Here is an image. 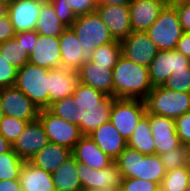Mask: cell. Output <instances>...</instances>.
I'll return each mask as SVG.
<instances>
[{
  "label": "cell",
  "instance_id": "1",
  "mask_svg": "<svg viewBox=\"0 0 190 191\" xmlns=\"http://www.w3.org/2000/svg\"><path fill=\"white\" fill-rule=\"evenodd\" d=\"M73 97L76 99L78 127L82 135H88L100 125L110 120L111 107L115 97L79 83Z\"/></svg>",
  "mask_w": 190,
  "mask_h": 191
},
{
  "label": "cell",
  "instance_id": "2",
  "mask_svg": "<svg viewBox=\"0 0 190 191\" xmlns=\"http://www.w3.org/2000/svg\"><path fill=\"white\" fill-rule=\"evenodd\" d=\"M113 97L145 99L153 86L149 78V68L136 64L121 55L112 69Z\"/></svg>",
  "mask_w": 190,
  "mask_h": 191
},
{
  "label": "cell",
  "instance_id": "3",
  "mask_svg": "<svg viewBox=\"0 0 190 191\" xmlns=\"http://www.w3.org/2000/svg\"><path fill=\"white\" fill-rule=\"evenodd\" d=\"M115 161L122 178L144 179L155 182L160 186L166 175V170L159 155H143L128 146Z\"/></svg>",
  "mask_w": 190,
  "mask_h": 191
},
{
  "label": "cell",
  "instance_id": "4",
  "mask_svg": "<svg viewBox=\"0 0 190 191\" xmlns=\"http://www.w3.org/2000/svg\"><path fill=\"white\" fill-rule=\"evenodd\" d=\"M144 101L149 114L175 119L190 111V93L173 91L163 85L154 86Z\"/></svg>",
  "mask_w": 190,
  "mask_h": 191
},
{
  "label": "cell",
  "instance_id": "5",
  "mask_svg": "<svg viewBox=\"0 0 190 191\" xmlns=\"http://www.w3.org/2000/svg\"><path fill=\"white\" fill-rule=\"evenodd\" d=\"M48 71L47 68L29 62L17 69L14 86L39 109L48 108Z\"/></svg>",
  "mask_w": 190,
  "mask_h": 191
},
{
  "label": "cell",
  "instance_id": "6",
  "mask_svg": "<svg viewBox=\"0 0 190 191\" xmlns=\"http://www.w3.org/2000/svg\"><path fill=\"white\" fill-rule=\"evenodd\" d=\"M183 32L176 7L172 4H166L156 21L146 30L151 41L164 51L175 50Z\"/></svg>",
  "mask_w": 190,
  "mask_h": 191
},
{
  "label": "cell",
  "instance_id": "7",
  "mask_svg": "<svg viewBox=\"0 0 190 191\" xmlns=\"http://www.w3.org/2000/svg\"><path fill=\"white\" fill-rule=\"evenodd\" d=\"M71 28L87 55L101 45L114 41L108 27L96 11L77 16Z\"/></svg>",
  "mask_w": 190,
  "mask_h": 191
},
{
  "label": "cell",
  "instance_id": "8",
  "mask_svg": "<svg viewBox=\"0 0 190 191\" xmlns=\"http://www.w3.org/2000/svg\"><path fill=\"white\" fill-rule=\"evenodd\" d=\"M145 114L146 105L143 99L116 98L111 107L109 121L128 140Z\"/></svg>",
  "mask_w": 190,
  "mask_h": 191
},
{
  "label": "cell",
  "instance_id": "9",
  "mask_svg": "<svg viewBox=\"0 0 190 191\" xmlns=\"http://www.w3.org/2000/svg\"><path fill=\"white\" fill-rule=\"evenodd\" d=\"M38 119L51 143L73 150L82 136L77 125L57 117L48 109H40Z\"/></svg>",
  "mask_w": 190,
  "mask_h": 191
},
{
  "label": "cell",
  "instance_id": "10",
  "mask_svg": "<svg viewBox=\"0 0 190 191\" xmlns=\"http://www.w3.org/2000/svg\"><path fill=\"white\" fill-rule=\"evenodd\" d=\"M77 174L79 175L82 190L118 189L122 183L121 172L116 161L103 169L97 170L77 163Z\"/></svg>",
  "mask_w": 190,
  "mask_h": 191
},
{
  "label": "cell",
  "instance_id": "11",
  "mask_svg": "<svg viewBox=\"0 0 190 191\" xmlns=\"http://www.w3.org/2000/svg\"><path fill=\"white\" fill-rule=\"evenodd\" d=\"M190 59L176 50H159L149 65V78L152 86L164 85L174 71L187 70Z\"/></svg>",
  "mask_w": 190,
  "mask_h": 191
},
{
  "label": "cell",
  "instance_id": "12",
  "mask_svg": "<svg viewBox=\"0 0 190 191\" xmlns=\"http://www.w3.org/2000/svg\"><path fill=\"white\" fill-rule=\"evenodd\" d=\"M0 99L4 115L28 122L38 119L40 109L15 86L1 88Z\"/></svg>",
  "mask_w": 190,
  "mask_h": 191
},
{
  "label": "cell",
  "instance_id": "13",
  "mask_svg": "<svg viewBox=\"0 0 190 191\" xmlns=\"http://www.w3.org/2000/svg\"><path fill=\"white\" fill-rule=\"evenodd\" d=\"M96 12L114 40L121 42L132 33L129 5L97 4Z\"/></svg>",
  "mask_w": 190,
  "mask_h": 191
},
{
  "label": "cell",
  "instance_id": "14",
  "mask_svg": "<svg viewBox=\"0 0 190 191\" xmlns=\"http://www.w3.org/2000/svg\"><path fill=\"white\" fill-rule=\"evenodd\" d=\"M122 55L144 67H149L159 52L158 47L151 41L146 32L132 31L121 41Z\"/></svg>",
  "mask_w": 190,
  "mask_h": 191
},
{
  "label": "cell",
  "instance_id": "15",
  "mask_svg": "<svg viewBox=\"0 0 190 191\" xmlns=\"http://www.w3.org/2000/svg\"><path fill=\"white\" fill-rule=\"evenodd\" d=\"M150 129L155 144V154L161 155L182 145L179 136L176 133L175 121L173 118L149 114Z\"/></svg>",
  "mask_w": 190,
  "mask_h": 191
},
{
  "label": "cell",
  "instance_id": "16",
  "mask_svg": "<svg viewBox=\"0 0 190 191\" xmlns=\"http://www.w3.org/2000/svg\"><path fill=\"white\" fill-rule=\"evenodd\" d=\"M49 143L39 119L28 122L24 131L12 144L13 151L24 161H29Z\"/></svg>",
  "mask_w": 190,
  "mask_h": 191
},
{
  "label": "cell",
  "instance_id": "17",
  "mask_svg": "<svg viewBox=\"0 0 190 191\" xmlns=\"http://www.w3.org/2000/svg\"><path fill=\"white\" fill-rule=\"evenodd\" d=\"M41 7L42 0H13L6 6L15 32L35 30Z\"/></svg>",
  "mask_w": 190,
  "mask_h": 191
},
{
  "label": "cell",
  "instance_id": "18",
  "mask_svg": "<svg viewBox=\"0 0 190 191\" xmlns=\"http://www.w3.org/2000/svg\"><path fill=\"white\" fill-rule=\"evenodd\" d=\"M80 83L77 71L57 67L48 71V107L57 100L72 96Z\"/></svg>",
  "mask_w": 190,
  "mask_h": 191
},
{
  "label": "cell",
  "instance_id": "19",
  "mask_svg": "<svg viewBox=\"0 0 190 191\" xmlns=\"http://www.w3.org/2000/svg\"><path fill=\"white\" fill-rule=\"evenodd\" d=\"M169 1L132 0L129 4L132 31L146 32Z\"/></svg>",
  "mask_w": 190,
  "mask_h": 191
},
{
  "label": "cell",
  "instance_id": "20",
  "mask_svg": "<svg viewBox=\"0 0 190 191\" xmlns=\"http://www.w3.org/2000/svg\"><path fill=\"white\" fill-rule=\"evenodd\" d=\"M77 72L80 83L113 97V73L111 68L86 60Z\"/></svg>",
  "mask_w": 190,
  "mask_h": 191
},
{
  "label": "cell",
  "instance_id": "21",
  "mask_svg": "<svg viewBox=\"0 0 190 191\" xmlns=\"http://www.w3.org/2000/svg\"><path fill=\"white\" fill-rule=\"evenodd\" d=\"M88 135L96 145L114 161L127 147V140L110 121L100 125Z\"/></svg>",
  "mask_w": 190,
  "mask_h": 191
},
{
  "label": "cell",
  "instance_id": "22",
  "mask_svg": "<svg viewBox=\"0 0 190 191\" xmlns=\"http://www.w3.org/2000/svg\"><path fill=\"white\" fill-rule=\"evenodd\" d=\"M28 62L47 69L61 67L59 37L38 35L37 43L29 55Z\"/></svg>",
  "mask_w": 190,
  "mask_h": 191
},
{
  "label": "cell",
  "instance_id": "23",
  "mask_svg": "<svg viewBox=\"0 0 190 191\" xmlns=\"http://www.w3.org/2000/svg\"><path fill=\"white\" fill-rule=\"evenodd\" d=\"M75 160L89 168L103 169L114 160L105 154L89 135H82L72 150Z\"/></svg>",
  "mask_w": 190,
  "mask_h": 191
},
{
  "label": "cell",
  "instance_id": "24",
  "mask_svg": "<svg viewBox=\"0 0 190 191\" xmlns=\"http://www.w3.org/2000/svg\"><path fill=\"white\" fill-rule=\"evenodd\" d=\"M59 43L61 51V67L78 71L81 65L88 59V55L85 53L71 27H68L59 36Z\"/></svg>",
  "mask_w": 190,
  "mask_h": 191
},
{
  "label": "cell",
  "instance_id": "25",
  "mask_svg": "<svg viewBox=\"0 0 190 191\" xmlns=\"http://www.w3.org/2000/svg\"><path fill=\"white\" fill-rule=\"evenodd\" d=\"M22 191H56L51 173L25 161L20 176Z\"/></svg>",
  "mask_w": 190,
  "mask_h": 191
},
{
  "label": "cell",
  "instance_id": "26",
  "mask_svg": "<svg viewBox=\"0 0 190 191\" xmlns=\"http://www.w3.org/2000/svg\"><path fill=\"white\" fill-rule=\"evenodd\" d=\"M72 155V150L67 147L49 142L37 152L29 161L49 172L53 173L59 166Z\"/></svg>",
  "mask_w": 190,
  "mask_h": 191
},
{
  "label": "cell",
  "instance_id": "27",
  "mask_svg": "<svg viewBox=\"0 0 190 191\" xmlns=\"http://www.w3.org/2000/svg\"><path fill=\"white\" fill-rule=\"evenodd\" d=\"M77 163L71 155L51 174L56 191H82Z\"/></svg>",
  "mask_w": 190,
  "mask_h": 191
},
{
  "label": "cell",
  "instance_id": "28",
  "mask_svg": "<svg viewBox=\"0 0 190 191\" xmlns=\"http://www.w3.org/2000/svg\"><path fill=\"white\" fill-rule=\"evenodd\" d=\"M67 28L58 18L52 3L49 0H42V7L36 22L35 31L39 35L59 37Z\"/></svg>",
  "mask_w": 190,
  "mask_h": 191
},
{
  "label": "cell",
  "instance_id": "29",
  "mask_svg": "<svg viewBox=\"0 0 190 191\" xmlns=\"http://www.w3.org/2000/svg\"><path fill=\"white\" fill-rule=\"evenodd\" d=\"M127 146L143 155L155 154V144L150 129L149 117L146 114L140 119L131 137L127 140Z\"/></svg>",
  "mask_w": 190,
  "mask_h": 191
},
{
  "label": "cell",
  "instance_id": "30",
  "mask_svg": "<svg viewBox=\"0 0 190 191\" xmlns=\"http://www.w3.org/2000/svg\"><path fill=\"white\" fill-rule=\"evenodd\" d=\"M122 55V45L120 41L114 40L101 45L88 55L89 61L113 69L119 57Z\"/></svg>",
  "mask_w": 190,
  "mask_h": 191
},
{
  "label": "cell",
  "instance_id": "31",
  "mask_svg": "<svg viewBox=\"0 0 190 191\" xmlns=\"http://www.w3.org/2000/svg\"><path fill=\"white\" fill-rule=\"evenodd\" d=\"M0 55L8 61V64L13 65L16 69L23 67L29 60V56L21 42H17L15 38L0 44Z\"/></svg>",
  "mask_w": 190,
  "mask_h": 191
},
{
  "label": "cell",
  "instance_id": "32",
  "mask_svg": "<svg viewBox=\"0 0 190 191\" xmlns=\"http://www.w3.org/2000/svg\"><path fill=\"white\" fill-rule=\"evenodd\" d=\"M24 163L13 149L0 154V181L19 179Z\"/></svg>",
  "mask_w": 190,
  "mask_h": 191
},
{
  "label": "cell",
  "instance_id": "33",
  "mask_svg": "<svg viewBox=\"0 0 190 191\" xmlns=\"http://www.w3.org/2000/svg\"><path fill=\"white\" fill-rule=\"evenodd\" d=\"M190 185V172L186 166L166 171L159 188L160 191H183Z\"/></svg>",
  "mask_w": 190,
  "mask_h": 191
},
{
  "label": "cell",
  "instance_id": "34",
  "mask_svg": "<svg viewBox=\"0 0 190 191\" xmlns=\"http://www.w3.org/2000/svg\"><path fill=\"white\" fill-rule=\"evenodd\" d=\"M76 99L72 96L65 97L50 104L47 108L59 118L78 126V112Z\"/></svg>",
  "mask_w": 190,
  "mask_h": 191
},
{
  "label": "cell",
  "instance_id": "35",
  "mask_svg": "<svg viewBox=\"0 0 190 191\" xmlns=\"http://www.w3.org/2000/svg\"><path fill=\"white\" fill-rule=\"evenodd\" d=\"M27 124L28 121L4 115L0 121V135L13 144Z\"/></svg>",
  "mask_w": 190,
  "mask_h": 191
},
{
  "label": "cell",
  "instance_id": "36",
  "mask_svg": "<svg viewBox=\"0 0 190 191\" xmlns=\"http://www.w3.org/2000/svg\"><path fill=\"white\" fill-rule=\"evenodd\" d=\"M186 153L187 147L181 145L173 150H169L166 153H163L160 156L161 162L166 171H170L176 168L186 166Z\"/></svg>",
  "mask_w": 190,
  "mask_h": 191
},
{
  "label": "cell",
  "instance_id": "37",
  "mask_svg": "<svg viewBox=\"0 0 190 191\" xmlns=\"http://www.w3.org/2000/svg\"><path fill=\"white\" fill-rule=\"evenodd\" d=\"M163 86L173 91L190 93V67L174 71Z\"/></svg>",
  "mask_w": 190,
  "mask_h": 191
},
{
  "label": "cell",
  "instance_id": "38",
  "mask_svg": "<svg viewBox=\"0 0 190 191\" xmlns=\"http://www.w3.org/2000/svg\"><path fill=\"white\" fill-rule=\"evenodd\" d=\"M60 21L67 27H71L75 22L77 15L73 12L70 4L66 0H49Z\"/></svg>",
  "mask_w": 190,
  "mask_h": 191
},
{
  "label": "cell",
  "instance_id": "39",
  "mask_svg": "<svg viewBox=\"0 0 190 191\" xmlns=\"http://www.w3.org/2000/svg\"><path fill=\"white\" fill-rule=\"evenodd\" d=\"M121 187L125 191H160L157 183L136 178H122Z\"/></svg>",
  "mask_w": 190,
  "mask_h": 191
},
{
  "label": "cell",
  "instance_id": "40",
  "mask_svg": "<svg viewBox=\"0 0 190 191\" xmlns=\"http://www.w3.org/2000/svg\"><path fill=\"white\" fill-rule=\"evenodd\" d=\"M17 69L0 55V89L15 85Z\"/></svg>",
  "mask_w": 190,
  "mask_h": 191
},
{
  "label": "cell",
  "instance_id": "41",
  "mask_svg": "<svg viewBox=\"0 0 190 191\" xmlns=\"http://www.w3.org/2000/svg\"><path fill=\"white\" fill-rule=\"evenodd\" d=\"M174 121L176 133L179 136L181 143L186 147L190 146V111L176 117Z\"/></svg>",
  "mask_w": 190,
  "mask_h": 191
},
{
  "label": "cell",
  "instance_id": "42",
  "mask_svg": "<svg viewBox=\"0 0 190 191\" xmlns=\"http://www.w3.org/2000/svg\"><path fill=\"white\" fill-rule=\"evenodd\" d=\"M38 35L39 34L35 30H30L16 33L14 38L17 40V42H21V45L29 56L35 48L38 40Z\"/></svg>",
  "mask_w": 190,
  "mask_h": 191
},
{
  "label": "cell",
  "instance_id": "43",
  "mask_svg": "<svg viewBox=\"0 0 190 191\" xmlns=\"http://www.w3.org/2000/svg\"><path fill=\"white\" fill-rule=\"evenodd\" d=\"M66 2L77 16L95 12L97 7L96 0H66Z\"/></svg>",
  "mask_w": 190,
  "mask_h": 191
},
{
  "label": "cell",
  "instance_id": "44",
  "mask_svg": "<svg viewBox=\"0 0 190 191\" xmlns=\"http://www.w3.org/2000/svg\"><path fill=\"white\" fill-rule=\"evenodd\" d=\"M16 32L11 23L10 17L5 13L0 17V44L14 38Z\"/></svg>",
  "mask_w": 190,
  "mask_h": 191
},
{
  "label": "cell",
  "instance_id": "45",
  "mask_svg": "<svg viewBox=\"0 0 190 191\" xmlns=\"http://www.w3.org/2000/svg\"><path fill=\"white\" fill-rule=\"evenodd\" d=\"M184 32H190V3L174 5Z\"/></svg>",
  "mask_w": 190,
  "mask_h": 191
},
{
  "label": "cell",
  "instance_id": "46",
  "mask_svg": "<svg viewBox=\"0 0 190 191\" xmlns=\"http://www.w3.org/2000/svg\"><path fill=\"white\" fill-rule=\"evenodd\" d=\"M175 50L190 59V32H183L176 44Z\"/></svg>",
  "mask_w": 190,
  "mask_h": 191
},
{
  "label": "cell",
  "instance_id": "47",
  "mask_svg": "<svg viewBox=\"0 0 190 191\" xmlns=\"http://www.w3.org/2000/svg\"><path fill=\"white\" fill-rule=\"evenodd\" d=\"M0 191H22L19 179L1 180Z\"/></svg>",
  "mask_w": 190,
  "mask_h": 191
},
{
  "label": "cell",
  "instance_id": "48",
  "mask_svg": "<svg viewBox=\"0 0 190 191\" xmlns=\"http://www.w3.org/2000/svg\"><path fill=\"white\" fill-rule=\"evenodd\" d=\"M12 149V144L0 135V154L8 152Z\"/></svg>",
  "mask_w": 190,
  "mask_h": 191
},
{
  "label": "cell",
  "instance_id": "49",
  "mask_svg": "<svg viewBox=\"0 0 190 191\" xmlns=\"http://www.w3.org/2000/svg\"><path fill=\"white\" fill-rule=\"evenodd\" d=\"M132 0H100L97 4L129 5Z\"/></svg>",
  "mask_w": 190,
  "mask_h": 191
},
{
  "label": "cell",
  "instance_id": "50",
  "mask_svg": "<svg viewBox=\"0 0 190 191\" xmlns=\"http://www.w3.org/2000/svg\"><path fill=\"white\" fill-rule=\"evenodd\" d=\"M186 169L190 172V146L187 147V153H186Z\"/></svg>",
  "mask_w": 190,
  "mask_h": 191
},
{
  "label": "cell",
  "instance_id": "51",
  "mask_svg": "<svg viewBox=\"0 0 190 191\" xmlns=\"http://www.w3.org/2000/svg\"><path fill=\"white\" fill-rule=\"evenodd\" d=\"M184 3H190V0H169V4L180 5Z\"/></svg>",
  "mask_w": 190,
  "mask_h": 191
},
{
  "label": "cell",
  "instance_id": "52",
  "mask_svg": "<svg viewBox=\"0 0 190 191\" xmlns=\"http://www.w3.org/2000/svg\"><path fill=\"white\" fill-rule=\"evenodd\" d=\"M6 13V6L0 3V17Z\"/></svg>",
  "mask_w": 190,
  "mask_h": 191
},
{
  "label": "cell",
  "instance_id": "53",
  "mask_svg": "<svg viewBox=\"0 0 190 191\" xmlns=\"http://www.w3.org/2000/svg\"><path fill=\"white\" fill-rule=\"evenodd\" d=\"M13 0H0V3L4 4L5 6H8Z\"/></svg>",
  "mask_w": 190,
  "mask_h": 191
},
{
  "label": "cell",
  "instance_id": "54",
  "mask_svg": "<svg viewBox=\"0 0 190 191\" xmlns=\"http://www.w3.org/2000/svg\"><path fill=\"white\" fill-rule=\"evenodd\" d=\"M3 117H4V113H3L2 103H1V99H0V121L2 120Z\"/></svg>",
  "mask_w": 190,
  "mask_h": 191
},
{
  "label": "cell",
  "instance_id": "55",
  "mask_svg": "<svg viewBox=\"0 0 190 191\" xmlns=\"http://www.w3.org/2000/svg\"><path fill=\"white\" fill-rule=\"evenodd\" d=\"M82 191H87V190H82ZM100 191H117V189H103V190H100Z\"/></svg>",
  "mask_w": 190,
  "mask_h": 191
},
{
  "label": "cell",
  "instance_id": "56",
  "mask_svg": "<svg viewBox=\"0 0 190 191\" xmlns=\"http://www.w3.org/2000/svg\"><path fill=\"white\" fill-rule=\"evenodd\" d=\"M183 191H190V185L187 186Z\"/></svg>",
  "mask_w": 190,
  "mask_h": 191
},
{
  "label": "cell",
  "instance_id": "57",
  "mask_svg": "<svg viewBox=\"0 0 190 191\" xmlns=\"http://www.w3.org/2000/svg\"><path fill=\"white\" fill-rule=\"evenodd\" d=\"M117 191H125L122 187H119Z\"/></svg>",
  "mask_w": 190,
  "mask_h": 191
}]
</instances>
